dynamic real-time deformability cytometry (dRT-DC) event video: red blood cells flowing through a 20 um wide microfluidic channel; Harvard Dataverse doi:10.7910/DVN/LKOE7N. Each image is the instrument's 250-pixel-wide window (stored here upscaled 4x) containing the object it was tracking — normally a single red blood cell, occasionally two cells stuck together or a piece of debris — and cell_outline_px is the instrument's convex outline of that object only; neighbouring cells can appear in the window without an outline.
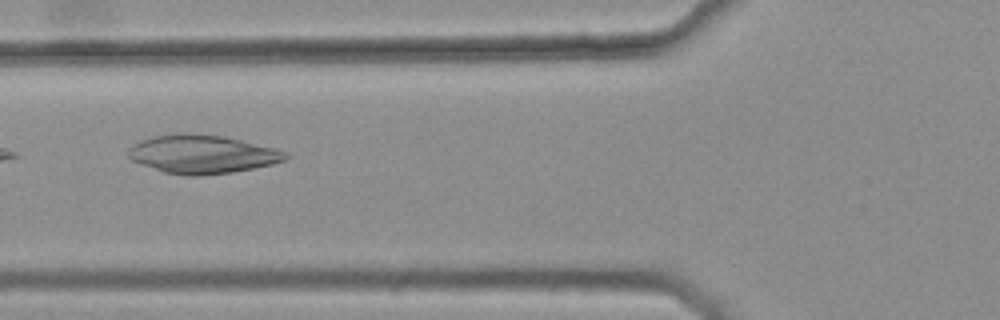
{"species": "common noctule bat (a hibernating species)", "species_latin": "Nyctalus noctula", "temperature_condition": "warm", "stored_images_in_passage": 7, "camera_frame_rate_fps": 3000, "um_per_image_px": 0.085, "animal": {"sex": "female", "body_mass_g": 25.1}, "frame": {"image": 1, "passage_image": 5, "time_ms": 1.333, "image_size_px": [1000, 320], "cell_outline_px": [[292, 156], [284, 160], [272, 164], [232, 172], [200, 176], [188, 176], [164, 172], [132, 160], [128, 156], [128, 148], [132, 144], [140, 140], [152, 136], [176, 132], [188, 132], [224, 136], [288, 152]], "centroid_in_image_um": [17.16, 13.09], "position_along_channel_um": 108.6, "area_um2": 35.37}}
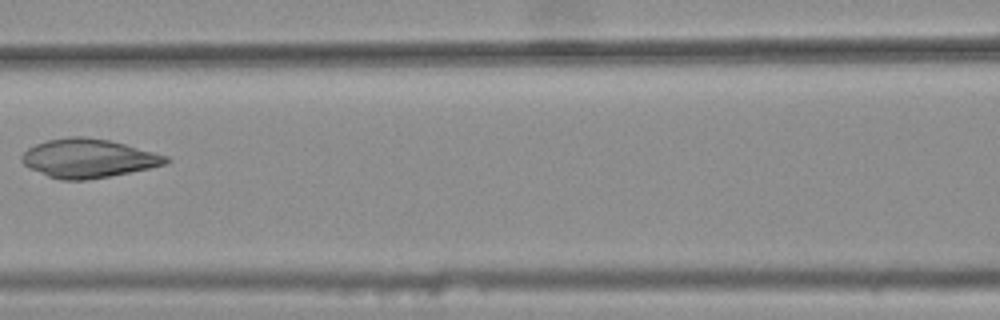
{"frame": {"image": 2, "passage_image": 6, "time_ms": 1.667, "image_size_px": [1000, 320], "cell_outline_px": [[172, 160], [164, 164], [148, 168], [88, 180], [60, 180], [48, 176], [28, 168], [20, 160], [20, 156], [28, 148], [36, 144], [48, 140], [68, 136], [84, 136], [108, 140], [124, 144], [168, 156]], "centroid_in_image_um": [7.46, 13.45], "position_along_channel_um": 159.1, "area_um2": 32.37}}
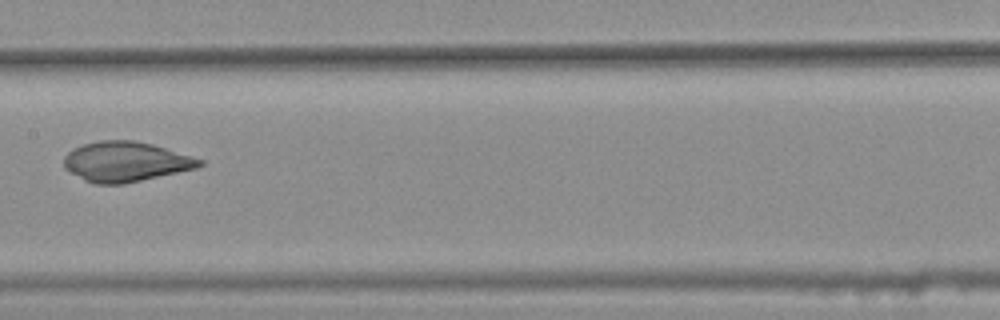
{"frame": {"image": 3, "passage_image": 7, "time_ms": 2.0, "image_size_px": [1000, 320], "cell_outline_px": [[204, 164], [196, 168], [124, 184], [96, 184], [84, 180], [68, 172], [64, 168], [64, 156], [72, 148], [84, 144], [100, 140], [132, 140], [152, 144], [204, 160]], "centroid_in_image_um": [10.64, 13.75], "position_along_channel_um": 196.8, "area_um2": 31.56}}